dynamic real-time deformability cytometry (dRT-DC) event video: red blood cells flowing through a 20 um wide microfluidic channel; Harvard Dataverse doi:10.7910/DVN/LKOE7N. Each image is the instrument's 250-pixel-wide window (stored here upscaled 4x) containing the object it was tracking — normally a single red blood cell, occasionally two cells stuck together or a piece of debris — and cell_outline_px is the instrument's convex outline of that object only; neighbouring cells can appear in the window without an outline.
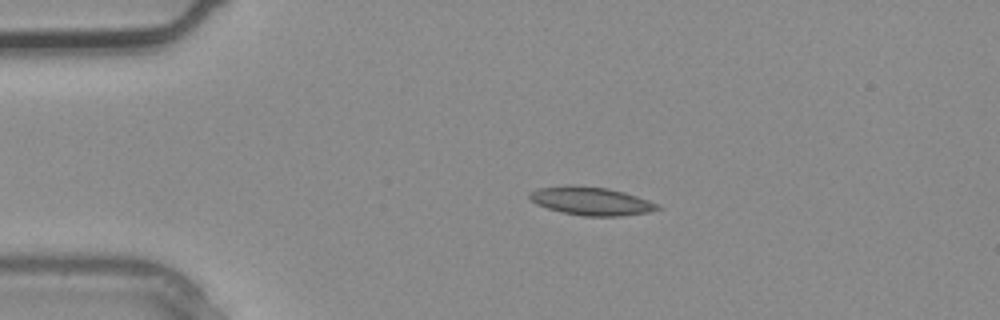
{"species": "common noctule bat (a hibernating species)", "species_latin": "Nyctalus noctula", "temperature_condition": "warm", "stored_images_in_passage": 1, "camera_frame_rate_fps": 3000, "um_per_image_px": 0.085, "animal": {"sex": "male", "body_mass_g": 20.4}, "frame": {"image": 1, "passage_image": 1, "time_ms": 0.0, "image_size_px": [1000, 320], "cell_outline_px": [[664, 208], [648, 212], [620, 216], [584, 216], [560, 212], [536, 204], [528, 196], [528, 192], [536, 188], [564, 184], [572, 184], [608, 188], [624, 192], [660, 204]], "centroid_in_image_um": [50.22, 17.07], "position_along_channel_um": 34.8, "area_um2": 21.44}}